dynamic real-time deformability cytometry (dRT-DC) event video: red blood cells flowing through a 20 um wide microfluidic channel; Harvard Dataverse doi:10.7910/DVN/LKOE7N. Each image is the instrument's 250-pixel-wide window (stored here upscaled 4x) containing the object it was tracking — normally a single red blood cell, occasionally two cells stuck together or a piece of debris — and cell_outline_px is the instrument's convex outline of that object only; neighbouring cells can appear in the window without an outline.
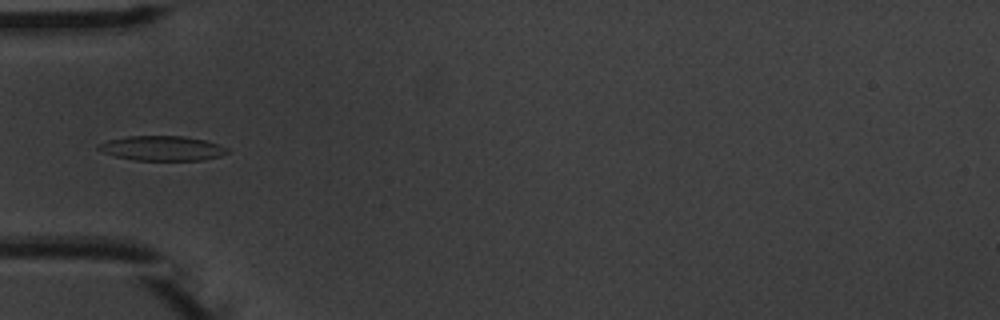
{"species": "common noctule bat (a hibernating species)", "species_latin": "Nyctalus noctula", "temperature_condition": "warm", "stored_images_in_passage": 7, "camera_frame_rate_fps": 3000, "um_per_image_px": 0.085, "animal": {"sex": "male", "body_mass_g": 20.1, "forearm_length_mm": 53.5}, "frame": {"image": 1, "passage_image": 4, "time_ms": 3.667, "image_size_px": [1000, 320], "cell_outline_px": [[228, 152], [220, 156], [204, 160], [136, 160], [116, 156], [104, 152], [96, 148], [100, 144], [108, 140], [128, 136], [184, 136], [204, 140], [228, 148]], "centroid_in_image_um": [13.8, 12.6], "position_along_channel_um": 71.2, "area_um2": 18.32}}
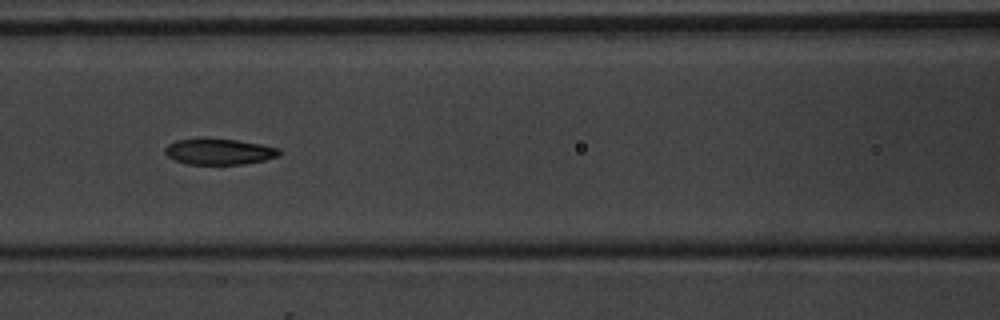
{"frame": {"image": 2, "passage_image": 6, "time_ms": 5.667, "image_size_px": [1000, 320], "cell_outline_px": [[280, 156], [264, 160], [244, 164], [188, 164], [176, 160], [168, 156], [164, 152], [164, 148], [168, 144], [176, 140], [200, 136], [236, 140], [260, 144], [280, 148]], "centroid_in_image_um": [18.59, 12.85], "position_along_channel_um": 148.0, "area_um2": 17.69}}
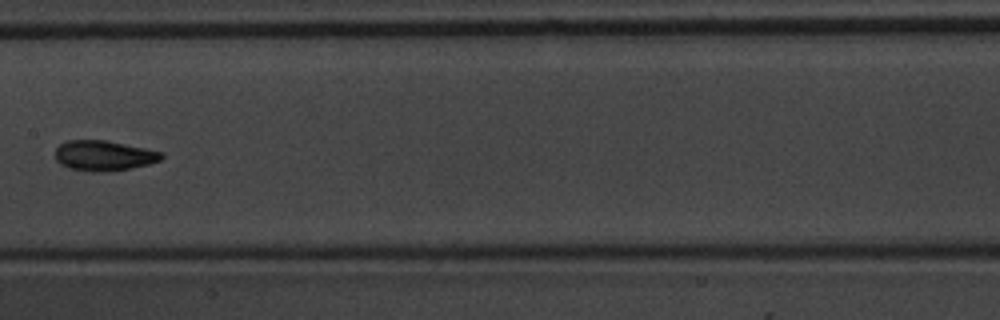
{"frame": {"image": 3, "passage_image": 7, "time_ms": 7.0, "image_size_px": [1000, 320], "cell_outline_px": [[164, 156], [160, 160], [148, 164], [128, 168], [96, 172], [92, 172], [68, 168], [60, 164], [56, 160], [56, 148], [60, 144], [68, 140], [108, 140], [164, 152]], "centroid_in_image_um": [8.82, 13.21], "position_along_channel_um": 198.6, "area_um2": 18.67}}